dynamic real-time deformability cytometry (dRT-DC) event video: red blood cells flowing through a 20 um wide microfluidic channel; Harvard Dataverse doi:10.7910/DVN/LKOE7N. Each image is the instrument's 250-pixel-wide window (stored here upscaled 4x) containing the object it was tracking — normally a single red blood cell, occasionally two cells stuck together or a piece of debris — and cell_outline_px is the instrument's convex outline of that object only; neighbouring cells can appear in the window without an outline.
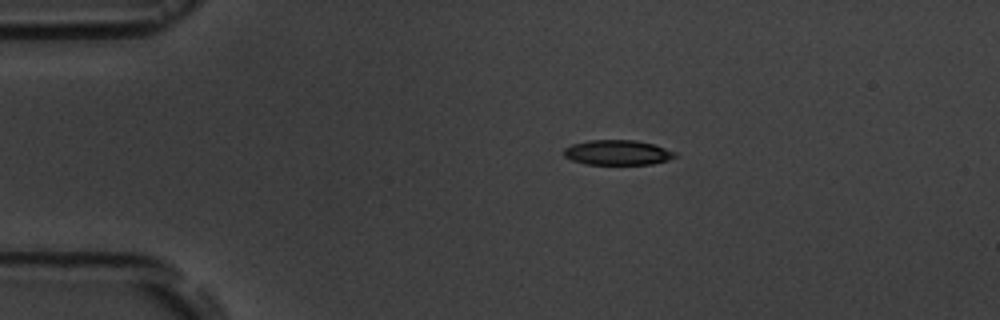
{"species": "common noctule bat (a hibernating species)", "species_latin": "Nyctalus noctula", "temperature_condition": "room temperature", "stored_images_in_passage": 2, "camera_frame_rate_fps": 3000, "um_per_image_px": 0.085, "animal": {"sex": "male", "body_mass_g": 19.5, "forearm_length_mm": 54.6}, "frame": {"image": 1, "passage_image": 1, "time_ms": 0.0, "image_size_px": [1000, 320], "cell_outline_px": [[676, 156], [668, 160], [652, 164], [584, 164], [572, 160], [564, 156], [564, 148], [572, 144], [588, 140], [636, 140], [652, 144], [676, 152]], "centroid_in_image_um": [52.47, 12.96], "position_along_channel_um": 32.5, "area_um2": 16.13}}